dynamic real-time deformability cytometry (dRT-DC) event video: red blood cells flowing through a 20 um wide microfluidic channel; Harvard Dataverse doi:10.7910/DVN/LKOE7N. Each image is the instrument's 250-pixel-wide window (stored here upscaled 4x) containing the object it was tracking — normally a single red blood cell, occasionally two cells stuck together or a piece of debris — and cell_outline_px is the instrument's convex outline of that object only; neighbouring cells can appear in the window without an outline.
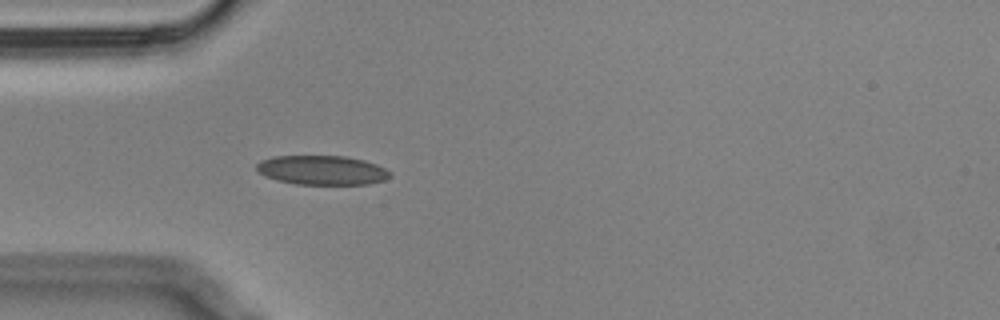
{"species": "Egyptian fruit bat (a non-hibernating species)", "species_latin": "Rousettus aegyptiacus", "temperature_condition": "cold", "stored_images_in_passage": 4, "camera_frame_rate_fps": 3000, "um_per_image_px": 0.085, "animal": {"sex": "male"}, "frame": {"image": 1, "passage_image": 1, "time_ms": 0.0, "image_size_px": [1000, 320], "cell_outline_px": [[392, 176], [384, 180], [368, 184], [296, 184], [276, 180], [264, 176], [256, 168], [256, 164], [260, 160], [272, 156], [344, 156], [364, 160], [376, 164], [392, 172]], "centroid_in_image_um": [27.37, 14.46], "position_along_channel_um": 57.6, "area_um2": 22.89}}